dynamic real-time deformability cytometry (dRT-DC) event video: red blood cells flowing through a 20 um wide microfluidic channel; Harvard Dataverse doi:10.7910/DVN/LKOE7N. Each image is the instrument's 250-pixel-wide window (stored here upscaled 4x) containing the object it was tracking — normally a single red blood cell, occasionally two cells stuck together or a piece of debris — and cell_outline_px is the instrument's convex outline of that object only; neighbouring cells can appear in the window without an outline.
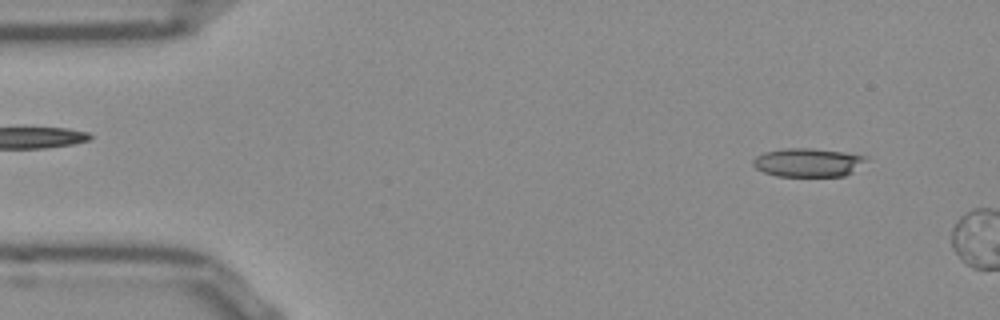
{"species": "Egyptian fruit bat (a non-hibernating species)", "species_latin": "Rousettus aegyptiacus", "temperature_condition": "room temperature", "stored_images_in_passage": 4, "camera_frame_rate_fps": 3000, "um_per_image_px": 0.085, "frame": {"image": 1, "passage_image": 2, "time_ms": 0.333, "image_size_px": [1000, 320], "cell_outline_px": [[868, 160], [852, 172], [844, 176], [776, 176], [764, 172], [756, 168], [752, 164], [752, 160], [756, 156], [764, 152], [784, 148], [812, 148], [844, 152], [868, 156]], "centroid_in_image_um": [68.68, 13.8], "position_along_channel_um": 16.3, "area_um2": 18.96}}